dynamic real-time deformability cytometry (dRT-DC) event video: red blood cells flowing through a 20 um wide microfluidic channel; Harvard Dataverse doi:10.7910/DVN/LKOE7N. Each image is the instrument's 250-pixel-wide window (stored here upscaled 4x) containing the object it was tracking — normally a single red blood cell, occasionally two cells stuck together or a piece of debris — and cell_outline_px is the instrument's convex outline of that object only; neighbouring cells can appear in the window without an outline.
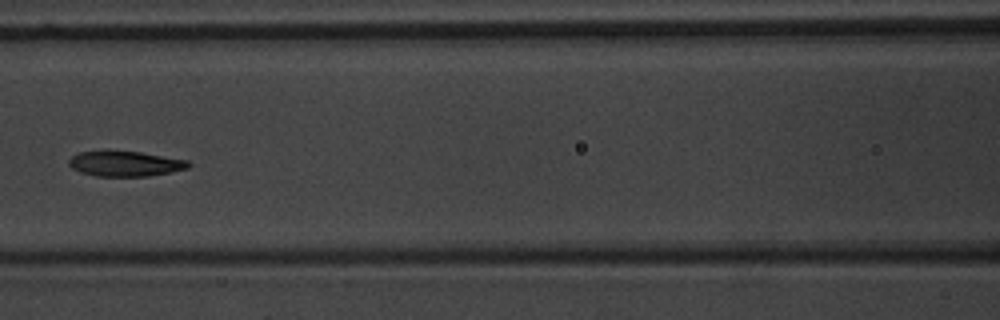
{"species": "common noctule bat (a hibernating species)", "species_latin": "Nyctalus noctula", "temperature_condition": "warm", "stored_images_in_passage": 9, "camera_frame_rate_fps": 3000, "um_per_image_px": 0.085, "animal": {"sex": "male", "body_mass_g": 20.1, "forearm_length_mm": 53.5}, "frame": {"image": 1, "passage_image": 8, "time_ms": 8.0, "image_size_px": [1000, 320], "cell_outline_px": [[192, 164], [188, 168], [172, 172], [148, 176], [96, 176], [80, 172], [72, 168], [68, 164], [68, 160], [72, 156], [80, 152], [108, 148], [140, 152], [188, 160]], "centroid_in_image_um": [10.61, 13.88], "position_along_channel_um": 156.0, "area_um2": 18.21}}
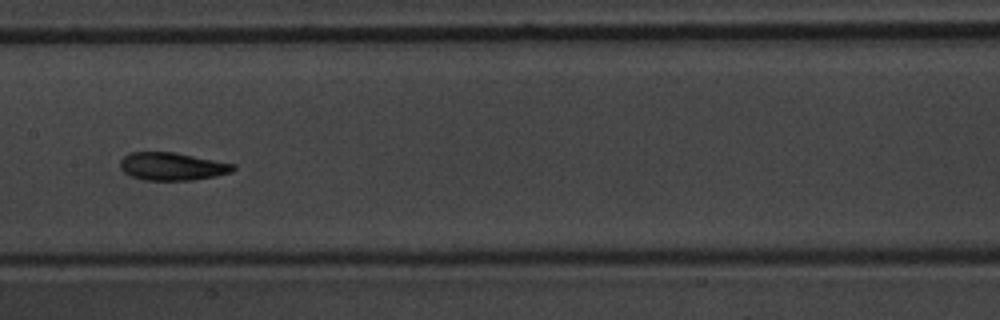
{"frame": {"image": 2, "passage_image": 9, "time_ms": 9.0, "image_size_px": [1000, 320], "cell_outline_px": [[236, 168], [232, 172], [216, 176], [192, 180], [144, 180], [132, 176], [124, 172], [120, 168], [120, 160], [124, 156], [132, 152], [176, 152], [236, 164]], "centroid_in_image_um": [14.66, 14.14], "position_along_channel_um": 192.7, "area_um2": 18.44}}